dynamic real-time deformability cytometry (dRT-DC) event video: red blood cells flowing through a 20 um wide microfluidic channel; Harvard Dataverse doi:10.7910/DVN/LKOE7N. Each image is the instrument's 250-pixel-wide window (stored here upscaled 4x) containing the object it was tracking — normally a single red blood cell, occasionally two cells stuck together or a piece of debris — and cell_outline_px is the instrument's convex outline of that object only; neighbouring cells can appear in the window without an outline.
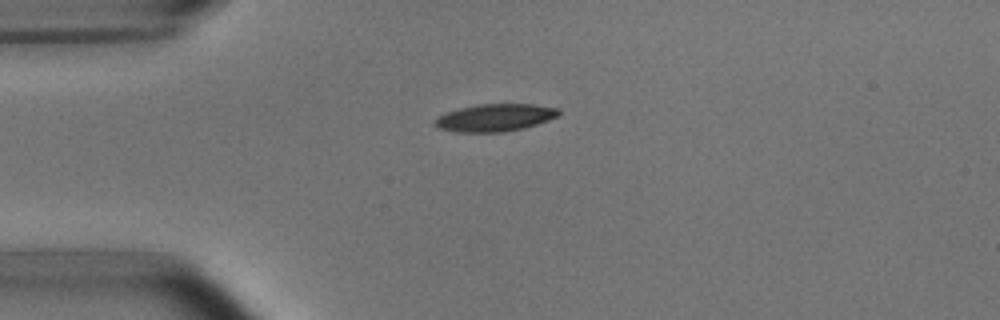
{"species": "common noctule bat (a hibernating species)", "species_latin": "Nyctalus noctula", "temperature_condition": "room temperature", "stored_images_in_passage": 6, "camera_frame_rate_fps": 3000, "um_per_image_px": 0.085, "animal": {"sex": "male", "body_mass_g": 15.6}, "frame": {"image": 1, "passage_image": 1, "time_ms": 0.0, "image_size_px": [1000, 320], "cell_outline_px": [[560, 116], [524, 128], [504, 132], [456, 132], [440, 128], [432, 124], [432, 120], [436, 116], [444, 112], [476, 104], [532, 104], [560, 108]], "centroid_in_image_um": [42.04, 9.99], "position_along_channel_um": 43.0, "area_um2": 20.11}}
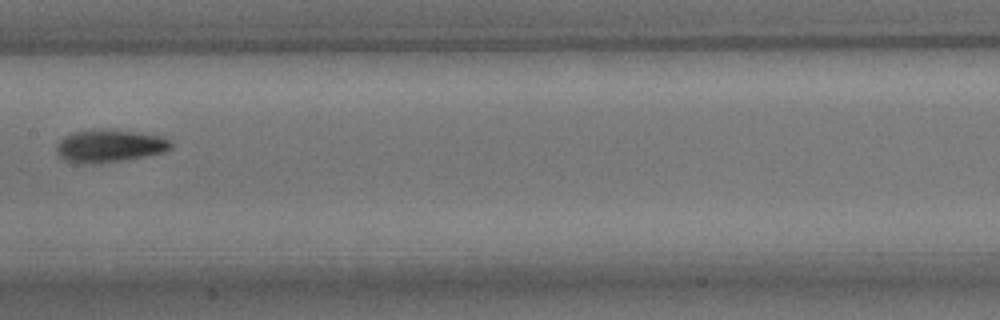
{"frame": {"image": 2, "passage_image": 5, "time_ms": 4.667, "image_size_px": [1000, 320], "cell_outline_px": [[172, 148], [164, 152], [124, 160], [76, 164], [64, 160], [56, 152], [56, 144], [64, 136], [72, 132], [108, 128], [160, 136], [172, 140]], "centroid_in_image_um": [9.29, 12.39], "position_along_channel_um": 198.1, "area_um2": 21.79}}
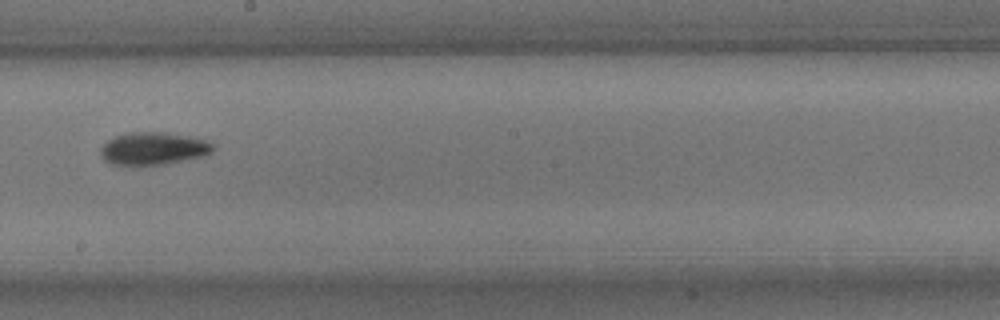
{"frame": {"image": 3, "passage_image": 6, "time_ms": 5.667, "image_size_px": [1000, 320], "cell_outline_px": [[216, 148], [212, 152], [204, 156], [164, 164], [112, 164], [104, 160], [100, 156], [100, 148], [108, 140], [116, 136], [128, 132], [168, 132], [192, 136], [208, 140]], "centroid_in_image_um": [13.07, 12.6], "position_along_channel_um": 235.1, "area_um2": 21.44}}